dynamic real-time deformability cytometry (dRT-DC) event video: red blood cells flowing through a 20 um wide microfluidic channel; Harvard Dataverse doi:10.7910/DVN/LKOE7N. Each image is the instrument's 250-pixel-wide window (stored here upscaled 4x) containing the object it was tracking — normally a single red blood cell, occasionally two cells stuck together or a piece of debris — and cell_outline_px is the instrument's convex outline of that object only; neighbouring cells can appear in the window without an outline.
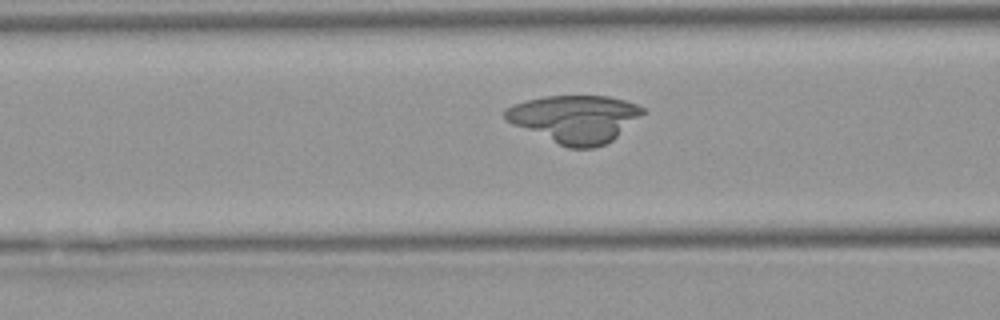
{"species": "Egyptian fruit bat (a non-hibernating species)", "species_latin": "Rousettus aegyptiacus", "temperature_condition": "warm", "stored_images_in_passage": 9, "camera_frame_rate_fps": 3000, "um_per_image_px": 0.085, "animal": {"sex": "female"}, "frame": {"image": 1, "passage_image": 7, "time_ms": 2.0, "image_size_px": [1000, 320], "cell_outline_px": [[648, 112], [612, 140], [604, 144], [592, 148], [568, 148], [512, 124], [504, 120], [504, 112], [512, 104], [544, 96], [608, 96], [624, 100], [648, 108]], "centroid_in_image_um": [48.91, 10.09], "position_along_channel_um": 117.7, "area_um2": 38.26}}